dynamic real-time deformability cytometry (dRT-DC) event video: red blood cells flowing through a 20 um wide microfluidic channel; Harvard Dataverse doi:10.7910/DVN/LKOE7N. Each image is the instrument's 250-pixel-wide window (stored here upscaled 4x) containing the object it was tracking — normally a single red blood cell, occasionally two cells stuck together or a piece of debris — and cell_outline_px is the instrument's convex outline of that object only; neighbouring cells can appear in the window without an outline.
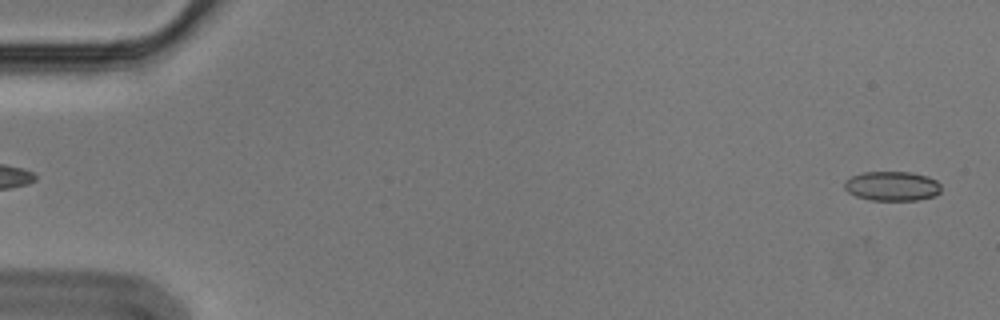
{"species": "Egyptian fruit bat (a non-hibernating species)", "species_latin": "Rousettus aegyptiacus", "temperature_condition": "cold", "stored_images_in_passage": 56, "segment_of_instrument_passage": [1, 2], "camera_frame_rate_fps": 3000, "um_per_image_px": 0.085, "animal": {"sex": "male"}, "frame": {"image": 1, "passage_image": 2, "time_ms": 0.333, "image_size_px": [1000, 320], "cell_outline_px": [[940, 192], [936, 196], [916, 200], [872, 200], [856, 196], [848, 192], [844, 188], [844, 180], [852, 176], [864, 172], [912, 172], [928, 176], [936, 180], [940, 184]], "centroid_in_image_um": [75.83, 15.81], "position_along_channel_um": 9.2, "area_um2": 16.7}}
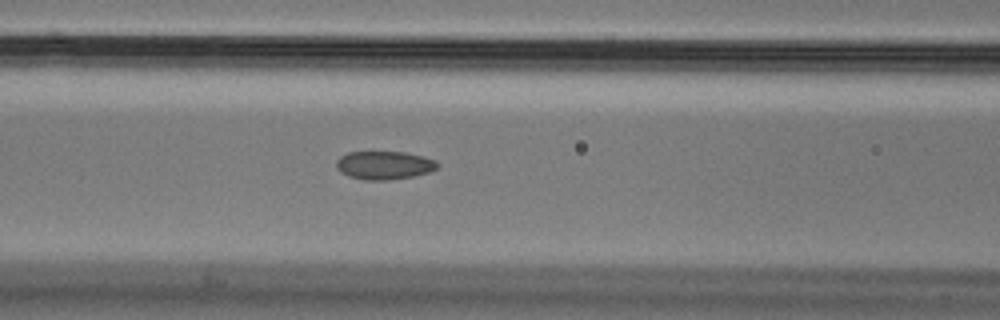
{"frame": {"image": 2, "passage_image": 24, "time_ms": 7.667, "image_size_px": [1000, 320], "cell_outline_px": [[440, 164], [436, 168], [428, 172], [412, 176], [388, 180], [364, 180], [348, 176], [340, 172], [336, 168], [336, 160], [340, 156], [348, 152], [404, 152], [424, 156], [436, 160]], "centroid_in_image_um": [32.64, 14.04], "position_along_channel_um": 134.0, "area_um2": 16.76}}
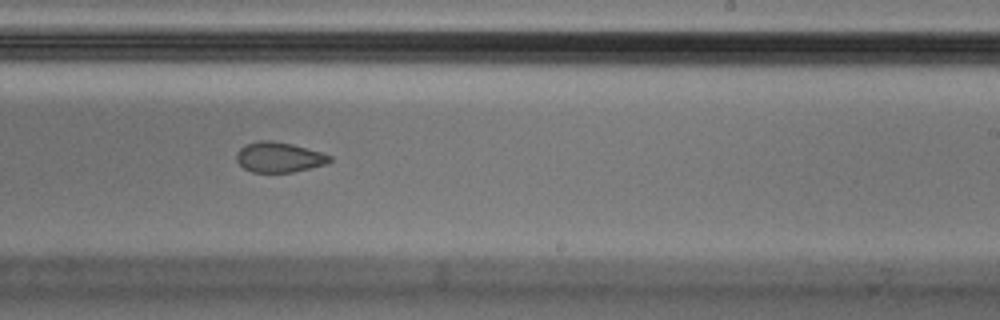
{"frame": {"image": 3, "passage_image": 35, "time_ms": 11.333, "image_size_px": [1000, 320], "cell_outline_px": [[332, 160], [324, 164], [292, 172], [252, 172], [244, 168], [236, 160], [236, 152], [240, 148], [256, 140], [272, 140], [292, 144], [320, 152], [332, 156]], "centroid_in_image_um": [23.68, 13.35], "position_along_channel_um": 265.3, "area_um2": 16.24}}